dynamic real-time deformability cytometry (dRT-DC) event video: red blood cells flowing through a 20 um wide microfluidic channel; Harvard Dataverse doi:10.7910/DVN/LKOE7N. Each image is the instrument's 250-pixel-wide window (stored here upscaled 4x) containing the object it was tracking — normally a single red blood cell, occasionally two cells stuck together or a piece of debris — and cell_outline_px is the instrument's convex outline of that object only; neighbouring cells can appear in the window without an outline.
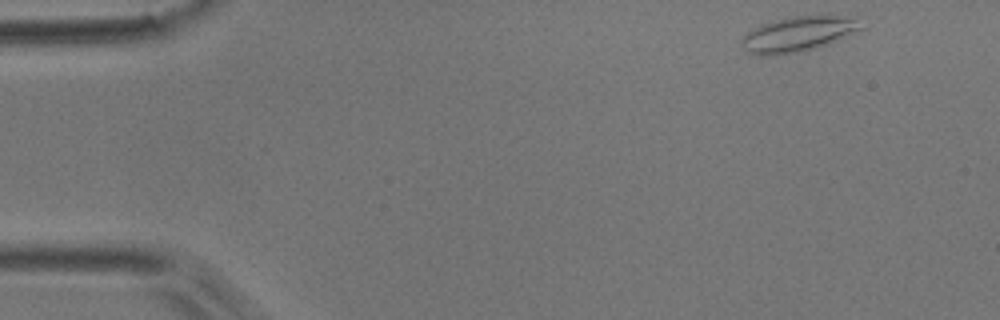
{"species": "common noctule bat (a hibernating species)", "species_latin": "Nyctalus noctula", "temperature_condition": "room temperature", "stored_images_in_passage": 51, "camera_frame_rate_fps": 3000, "um_per_image_px": 0.085, "animal": {"sex": "male", "body_mass_g": 17.9}, "frame": {"image": 1, "passage_image": 1, "time_ms": 0.0, "image_size_px": [1000, 320], "cell_outline_px": [[860, 28], [828, 44], [796, 52], [768, 56], [764, 56], [744, 52], [740, 44], [740, 40], [752, 28], [760, 24], [776, 20], [796, 16], [856, 16]], "centroid_in_image_um": [67.72, 2.9], "position_along_channel_um": 17.3, "area_um2": 23.99}}
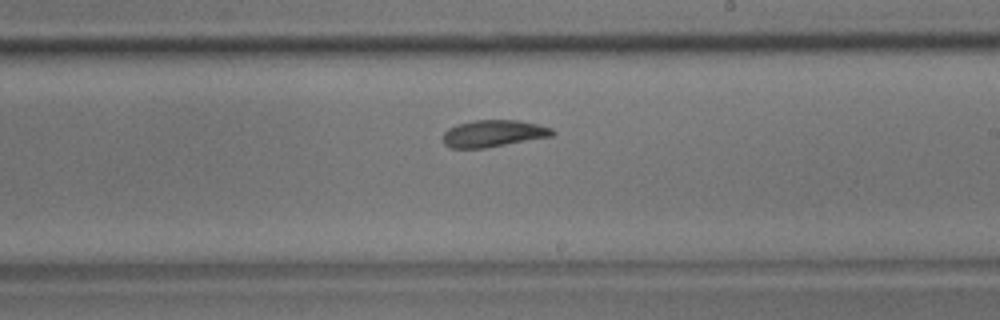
{"frame": {"image": 2, "passage_image": 28, "time_ms": 9.0, "image_size_px": [1000, 320], "cell_outline_px": [[556, 132], [552, 136], [484, 148], [452, 148], [444, 144], [444, 132], [448, 128], [456, 124], [472, 120], [520, 120], [552, 128]], "centroid_in_image_um": [41.93, 11.33], "position_along_channel_um": 247.1, "area_um2": 17.11}}
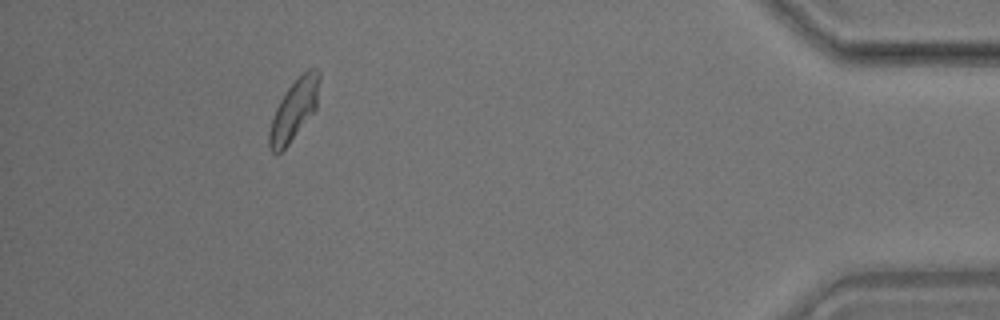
{"frame": {"image": 3, "passage_image": 46, "time_ms": 15.0, "image_size_px": [1000, 320], "cell_outline_px": [[320, 76], [316, 108], [288, 144], [276, 156], [268, 148], [268, 132], [276, 108], [280, 100], [288, 88], [308, 68], [316, 68], [320, 72]], "centroid_in_image_um": [24.98, 9.35], "position_along_channel_um": 410.2, "area_um2": 17.34}, "authors_computed_cell_mechanics": {"area_um2": 17.6868, "velocity_mm_per_s": 3.6619, "shape_relaxation_time_tau1_ms": 6.2715, "shape_relaxation_time_tau2_ms": 3.4753, "deformation_change_tau1": 0.1438, "deformation_change_tau2": 0.0867}}